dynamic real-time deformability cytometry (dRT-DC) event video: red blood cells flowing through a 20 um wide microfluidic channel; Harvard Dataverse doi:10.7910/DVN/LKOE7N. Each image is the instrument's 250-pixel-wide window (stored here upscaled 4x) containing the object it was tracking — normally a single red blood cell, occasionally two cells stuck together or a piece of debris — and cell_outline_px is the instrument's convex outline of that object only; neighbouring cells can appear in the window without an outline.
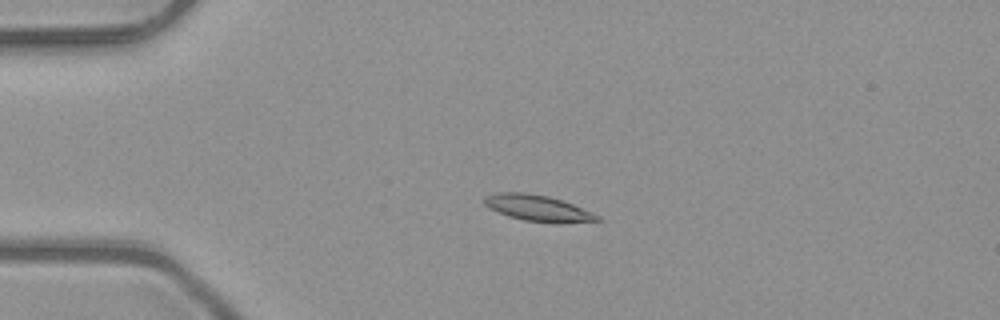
{"species": "common noctule bat (a hibernating species)", "species_latin": "Nyctalus noctula", "temperature_condition": "room temperature", "stored_images_in_passage": 5, "camera_frame_rate_fps": 3000, "um_per_image_px": 0.085, "animal": {"sex": "male", "body_mass_g": 23.1, "forearm_length_mm": 52.7}, "frame": {"image": 1, "passage_image": 4, "time_ms": 1.0, "image_size_px": [1000, 320], "cell_outline_px": [[600, 220], [556, 224], [552, 224], [524, 220], [508, 216], [496, 212], [488, 208], [484, 204], [484, 196], [496, 192], [524, 192], [548, 196], [572, 204], [600, 216]], "centroid_in_image_um": [45.66, 17.7], "position_along_channel_um": 39.3, "area_um2": 17.34}}